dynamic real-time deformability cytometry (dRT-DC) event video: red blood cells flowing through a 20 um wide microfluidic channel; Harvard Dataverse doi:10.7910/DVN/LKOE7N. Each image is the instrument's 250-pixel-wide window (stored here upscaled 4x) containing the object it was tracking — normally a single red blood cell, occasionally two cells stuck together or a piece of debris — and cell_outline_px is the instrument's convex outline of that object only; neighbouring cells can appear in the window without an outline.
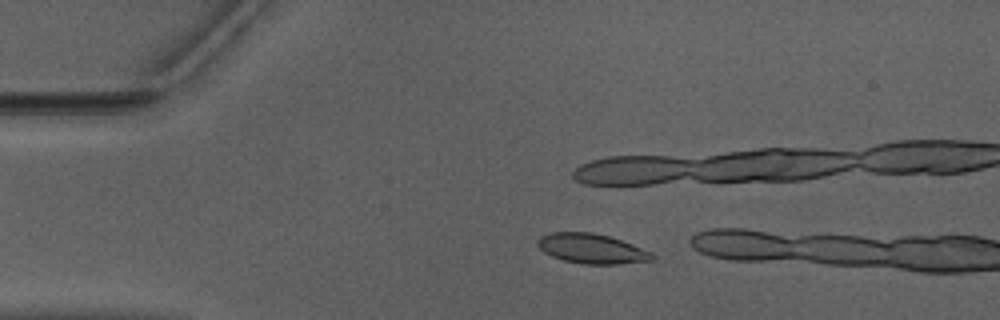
{"species": "Egyptian fruit bat (a non-hibernating species)", "species_latin": "Rousettus aegyptiacus", "temperature_condition": "warm", "stored_images_in_passage": 9, "camera_frame_rate_fps": 3000, "um_per_image_px": 0.085, "animal": {"sex": "male"}, "frame": {"image": 1, "passage_image": 6, "time_ms": 1.667, "image_size_px": [1000, 320], "cell_outline_px": [[656, 256], [652, 260], [616, 264], [584, 264], [564, 260], [552, 256], [544, 252], [536, 244], [536, 240], [540, 236], [552, 232], [592, 232], [608, 236], [632, 244], [652, 252]], "centroid_in_image_um": [50.28, 21.13], "position_along_channel_um": 34.7, "area_um2": 19.83}}